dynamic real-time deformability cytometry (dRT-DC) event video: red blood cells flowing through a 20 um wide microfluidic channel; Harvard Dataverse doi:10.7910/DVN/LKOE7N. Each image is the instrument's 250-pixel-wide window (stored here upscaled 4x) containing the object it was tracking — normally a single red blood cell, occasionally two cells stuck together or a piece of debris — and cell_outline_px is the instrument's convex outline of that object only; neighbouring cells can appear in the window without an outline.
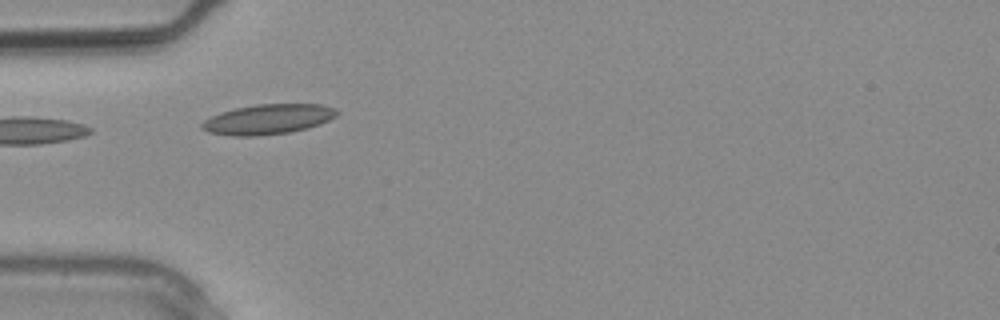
{"species": "common noctule bat (a hibernating species)", "species_latin": "Nyctalus noctula", "temperature_condition": "warm", "stored_images_in_passage": 2, "camera_frame_rate_fps": 3000, "um_per_image_px": 0.085, "animal": {"sex": "male", "body_mass_g": 20.4}, "frame": {"image": 1, "passage_image": 2, "time_ms": 0.333, "image_size_px": [1000, 320], "cell_outline_px": [[340, 112], [336, 116], [320, 124], [308, 128], [288, 132], [256, 136], [232, 136], [208, 132], [200, 128], [200, 124], [204, 120], [220, 112], [236, 108], [256, 104], [320, 104], [336, 108]], "centroid_in_image_um": [22.78, 10.13], "position_along_channel_um": 62.2, "area_um2": 23.7}}